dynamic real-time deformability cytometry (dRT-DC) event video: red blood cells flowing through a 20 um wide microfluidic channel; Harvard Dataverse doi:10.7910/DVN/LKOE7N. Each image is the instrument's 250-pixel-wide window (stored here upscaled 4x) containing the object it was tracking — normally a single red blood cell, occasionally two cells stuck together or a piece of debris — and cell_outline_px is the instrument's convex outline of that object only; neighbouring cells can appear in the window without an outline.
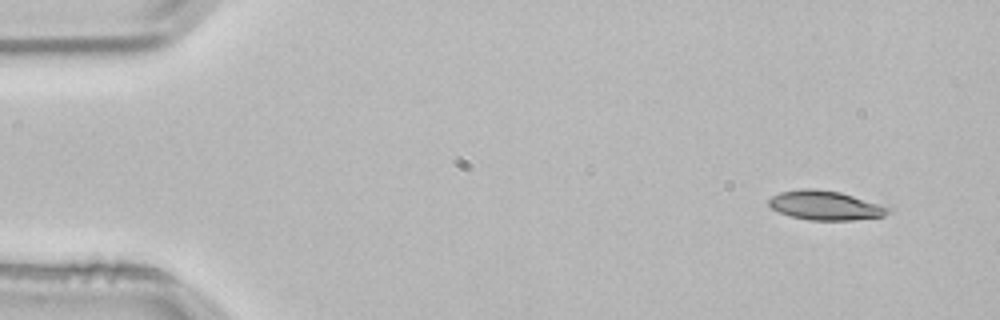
{"species": "common noctule bat (a hibernating species)", "species_latin": "Nyctalus noctula", "temperature_condition": "room temperature", "stored_images_in_passage": 4, "camera_frame_rate_fps": 3000, "um_per_image_px": 0.085, "animal": {"sex": "male", "body_mass_g": 21.5, "forearm_length_mm": 52.0}, "frame": {"image": 1, "passage_image": 1, "time_ms": 0.0, "image_size_px": [1000, 320], "cell_outline_px": [[892, 212], [884, 216], [852, 220], [808, 220], [788, 216], [772, 208], [768, 204], [768, 200], [772, 196], [780, 192], [804, 188], [816, 188], [840, 192], [880, 204], [892, 208]], "centroid_in_image_um": [70.16, 17.46], "position_along_channel_um": 14.8, "area_um2": 20.46}}
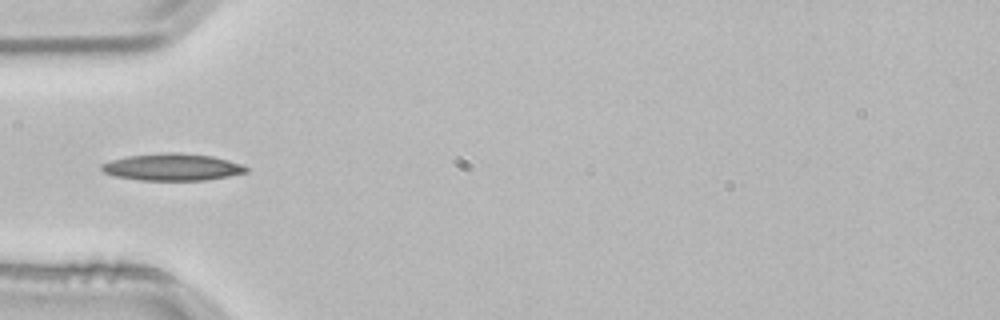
{"frame": {"image": 2, "passage_image": 4, "time_ms": 1.0, "image_size_px": [1000, 320], "cell_outline_px": [[248, 172], [228, 176], [204, 180], [140, 180], [112, 176], [104, 172], [100, 168], [100, 164], [112, 160], [128, 156], [164, 152], [176, 152], [212, 156], [244, 164], [248, 168]], "centroid_in_image_um": [14.64, 14.2], "position_along_channel_um": 70.4, "area_um2": 22.83}}